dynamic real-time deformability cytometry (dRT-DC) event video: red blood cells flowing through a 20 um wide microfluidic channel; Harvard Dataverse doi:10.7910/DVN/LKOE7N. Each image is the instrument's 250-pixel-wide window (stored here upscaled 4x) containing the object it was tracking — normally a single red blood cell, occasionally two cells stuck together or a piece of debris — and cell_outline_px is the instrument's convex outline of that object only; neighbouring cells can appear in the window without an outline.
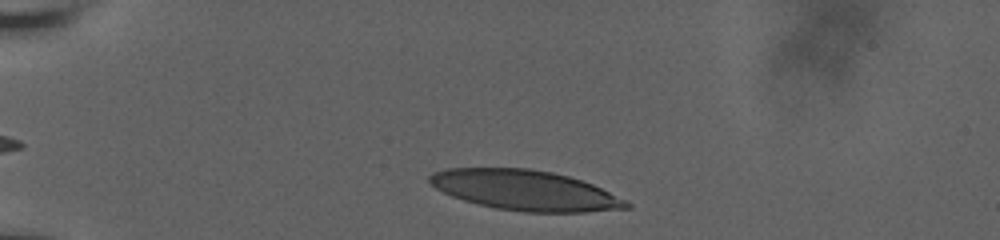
{"species": "human", "species_latin": "Homo sapiens", "temperature_condition": "room temperature", "stored_images_in_passage": 34, "camera_frame_rate_fps": 3000, "um_per_image_px": 0.085, "donor": {"sex": "male"}, "frame": {"image": 1, "passage_image": 2, "time_ms": 0.667, "image_size_px": [1000, 240], "cell_outline_px": [[632, 208], [584, 212], [524, 212], [496, 208], [464, 200], [452, 196], [436, 188], [428, 180], [428, 176], [432, 172], [448, 168], [528, 168], [552, 172], [568, 176], [592, 184], [628, 200], [632, 204]], "centroid_in_image_um": [44.66, 16.17], "position_along_channel_um": 40.3, "area_um2": 46.01}}
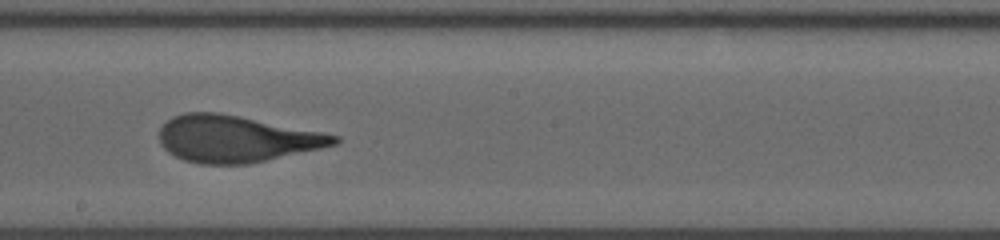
{"frame": {"image": 2, "passage_image": 20, "time_ms": 7.333, "image_size_px": [1000, 240], "cell_outline_px": [[340, 140], [336, 144], [320, 148], [248, 164], [200, 164], [184, 160], [168, 152], [160, 144], [160, 128], [172, 116], [184, 112], [220, 112], [340, 136]], "centroid_in_image_um": [20.03, 11.8], "position_along_channel_um": 228.2, "area_um2": 47.22}}
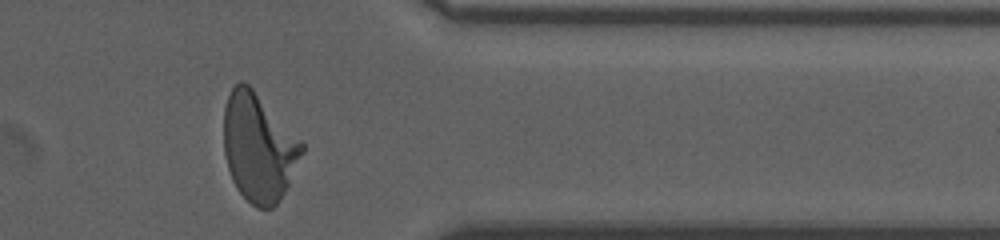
{"frame": {"image": 3, "passage_image": 33, "time_ms": 12.0, "image_size_px": [1000, 240], "cell_outline_px": [[304, 152], [280, 200], [272, 208], [256, 208], [236, 188], [232, 180], [228, 168], [224, 152], [224, 108], [228, 96], [232, 88], [240, 80], [248, 84], [252, 88], [304, 144]], "centroid_in_image_um": [21.97, 12.55], "position_along_channel_um": 389.4, "area_um2": 48.67}, "authors_computed_cell_mechanics": {"area_um2": 47.7717, "velocity_mm_per_s": 3.6422, "shape_relaxation_time_tau1_ms": 4.8824, "shape_relaxation_time_tau2_ms": 0.7916, "deformation_change_tau1": 0.2191, "deformation_change_tau2": 0.0813}}